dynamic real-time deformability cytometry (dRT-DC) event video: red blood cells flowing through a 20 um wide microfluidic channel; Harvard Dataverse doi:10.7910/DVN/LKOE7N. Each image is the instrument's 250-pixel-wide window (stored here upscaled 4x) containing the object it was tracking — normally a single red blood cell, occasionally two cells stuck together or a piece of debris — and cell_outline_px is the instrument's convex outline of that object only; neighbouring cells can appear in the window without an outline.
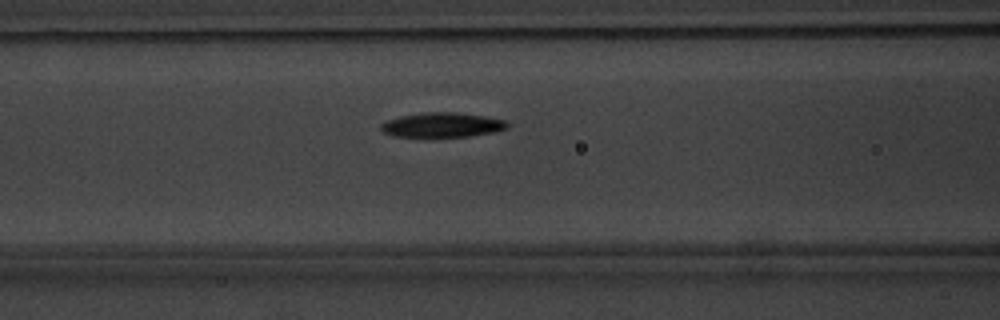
{"species": "common noctule bat (a hibernating species)", "species_latin": "Nyctalus noctula", "temperature_condition": "warm", "stored_images_in_passage": 50, "camera_frame_rate_fps": 3000, "um_per_image_px": 0.085, "animal": {"sex": "male", "body_mass_g": 20.1, "forearm_length_mm": 53.5}, "frame": {"image": 1, "passage_image": 19, "time_ms": 6.0, "image_size_px": [1000, 320], "cell_outline_px": [[508, 128], [492, 132], [468, 136], [392, 136], [384, 132], [380, 128], [380, 124], [388, 120], [400, 116], [424, 112], [456, 112], [484, 116], [504, 120], [508, 124]], "centroid_in_image_um": [37.56, 10.61], "position_along_channel_um": 129.0, "area_um2": 17.86}}
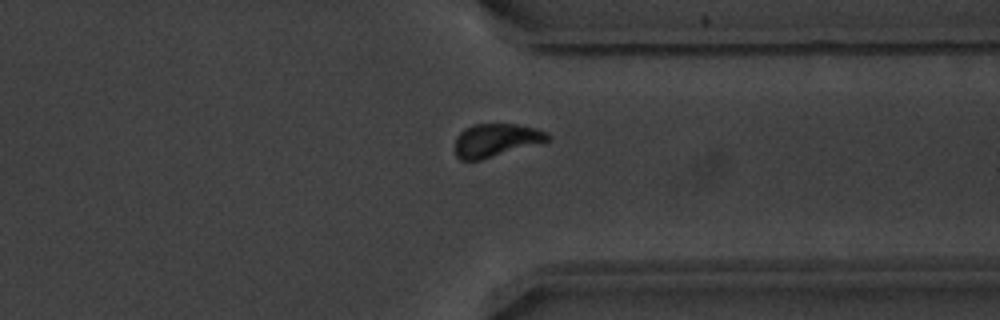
{"frame": {"image": 2, "passage_image": 38, "time_ms": 12.333, "image_size_px": [1000, 320], "cell_outline_px": [[552, 140], [480, 160], [460, 160], [456, 156], [456, 136], [464, 128], [472, 124], [516, 124], [536, 128], [548, 132], [552, 136]], "centroid_in_image_um": [42.19, 11.9], "position_along_channel_um": 369.2, "area_um2": 18.03}}
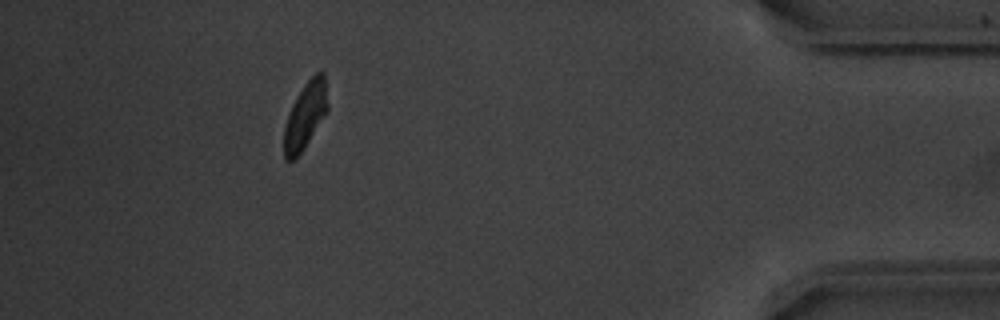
{"frame": {"image": 3, "passage_image": 45, "time_ms": 14.667, "image_size_px": [1000, 320], "cell_outline_px": [[328, 108], [304, 148], [296, 160], [284, 160], [284, 128], [292, 104], [296, 96], [304, 84], [316, 72], [324, 72], [328, 104]], "centroid_in_image_um": [25.93, 9.83], "position_along_channel_um": 409.3, "area_um2": 16.7}, "authors_computed_cell_mechanics": {"area_um2": 18.0047, "velocity_mm_per_s": 3.8033, "shape_relaxation_time_tau1_ms": 3.1785, "shape_relaxation_time_tau2_ms": null, "deformation_change_tau1": 0.1378, "deformation_change_tau2": null}}